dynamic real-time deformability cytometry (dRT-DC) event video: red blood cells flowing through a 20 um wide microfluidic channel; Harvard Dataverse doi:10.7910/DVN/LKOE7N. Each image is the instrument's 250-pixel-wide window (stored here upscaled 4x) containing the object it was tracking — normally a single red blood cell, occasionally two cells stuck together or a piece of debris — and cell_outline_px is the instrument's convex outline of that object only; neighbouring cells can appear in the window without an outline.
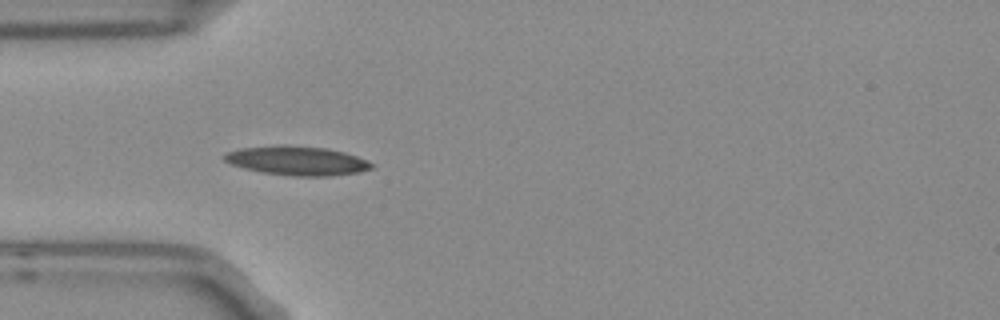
{"species": "Egyptian fruit bat (a non-hibernating species)", "species_latin": "Rousettus aegyptiacus", "temperature_condition": "room temperature", "stored_images_in_passage": 8, "camera_frame_rate_fps": 3000, "um_per_image_px": 0.085, "frame": {"image": 1, "passage_image": 4, "time_ms": 1.0, "image_size_px": [1000, 320], "cell_outline_px": [[376, 168], [360, 172], [332, 176], [292, 176], [260, 172], [244, 168], [232, 164], [224, 160], [224, 152], [240, 148], [284, 144], [324, 148], [344, 152], [368, 160], [376, 164]], "centroid_in_image_um": [25.29, 13.66], "position_along_channel_um": 59.7, "area_um2": 25.32}}
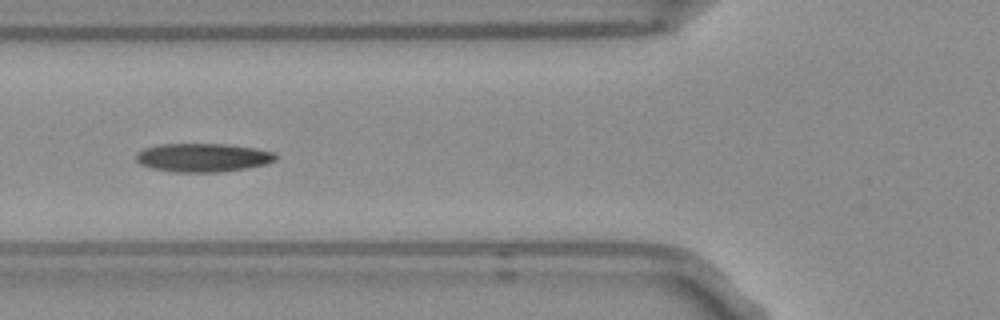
{"frame": {"image": 2, "passage_image": 5, "time_ms": 1.333, "image_size_px": [1000, 320], "cell_outline_px": [[280, 156], [276, 160], [268, 164], [248, 168], [220, 172], [172, 172], [152, 168], [140, 164], [136, 160], [136, 152], [144, 148], [160, 144], [224, 144], [256, 148], [272, 152]], "centroid_in_image_um": [17.27, 13.4], "position_along_channel_um": 108.5, "area_um2": 23.47}}
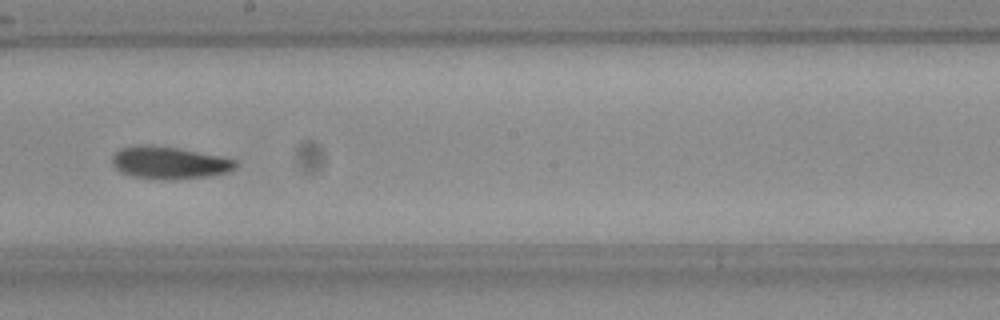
{"frame": {"image": 3, "passage_image": 8, "time_ms": 2.333, "image_size_px": [1000, 320], "cell_outline_px": [[236, 168], [228, 172], [208, 176], [172, 180], [152, 180], [132, 176], [120, 172], [112, 164], [112, 156], [120, 148], [176, 148], [220, 156], [236, 160]], "centroid_in_image_um": [14.42, 13.9], "position_along_channel_um": 233.8, "area_um2": 22.54}}